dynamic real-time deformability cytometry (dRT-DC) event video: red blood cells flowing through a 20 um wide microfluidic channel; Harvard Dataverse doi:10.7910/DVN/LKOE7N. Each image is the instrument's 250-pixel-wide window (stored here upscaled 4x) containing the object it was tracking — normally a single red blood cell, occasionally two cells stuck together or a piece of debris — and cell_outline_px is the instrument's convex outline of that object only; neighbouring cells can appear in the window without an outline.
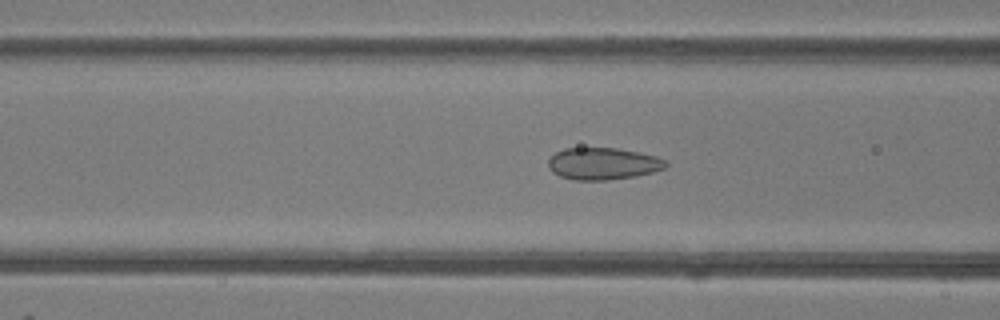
{"species": "common noctule bat (a hibernating species)", "species_latin": "Nyctalus noctula", "temperature_condition": "room temperature", "stored_images_in_passage": 36, "camera_frame_rate_fps": 3000, "um_per_image_px": 0.085, "animal": {"sex": "female"}, "frame": {"image": 1, "passage_image": 13, "time_ms": 4.0, "image_size_px": [1000, 320], "cell_outline_px": [[668, 164], [664, 168], [652, 172], [636, 176], [608, 180], [572, 180], [560, 176], [552, 172], [548, 168], [548, 160], [556, 152], [564, 148], [616, 148], [640, 152], [656, 156], [664, 160]], "centroid_in_image_um": [51.23, 13.91], "position_along_channel_um": 115.4, "area_um2": 21.96}}
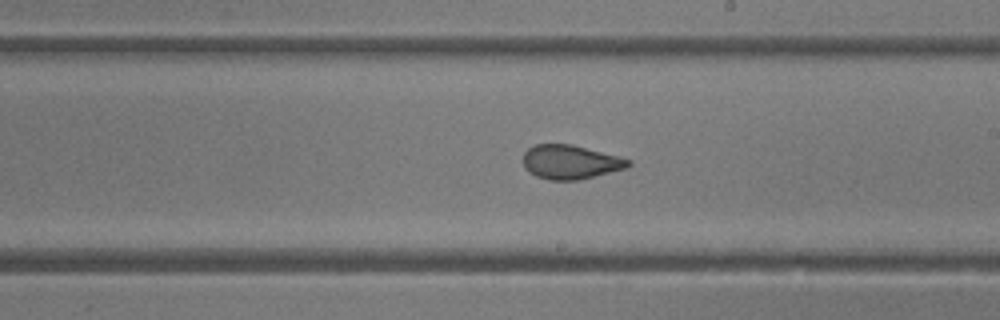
{"frame": {"image": 2, "passage_image": 22, "time_ms": 7.0, "image_size_px": [1000, 320], "cell_outline_px": [[632, 164], [628, 168], [576, 180], [548, 180], [536, 176], [528, 172], [524, 168], [524, 152], [528, 148], [536, 144], [572, 144], [620, 156], [632, 160]], "centroid_in_image_um": [48.5, 13.77], "position_along_channel_um": 240.5, "area_um2": 21.04}}
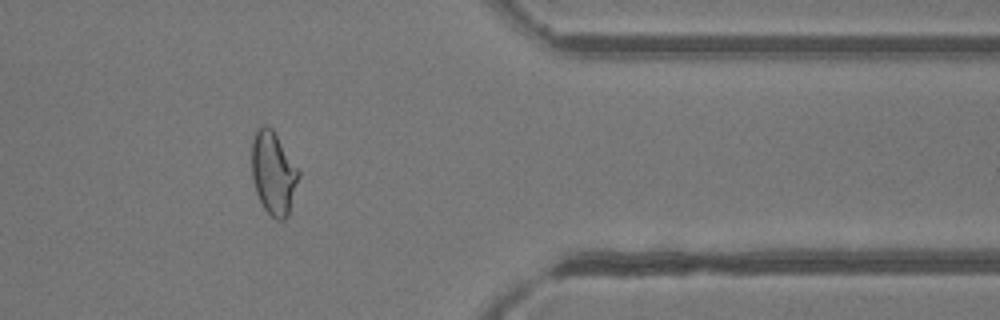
{"frame": {"image": 3, "passage_image": 34, "time_ms": 11.0, "image_size_px": [1000, 320], "cell_outline_px": [[300, 176], [288, 216], [284, 220], [276, 220], [264, 208], [256, 192], [252, 176], [252, 140], [256, 128], [260, 124], [264, 124], [272, 128], [300, 172]], "centroid_in_image_um": [23.23, 14.69], "position_along_channel_um": 388.2, "area_um2": 22.72}, "authors_computed_cell_mechanics": {"area_um2": 21.964, "velocity_mm_per_s": 4.1667, "shape_relaxation_time_tau1_ms": 10.7539, "shape_relaxation_time_tau2_ms": 0.7738, "deformation_change_tau1": 0.1854, "deformation_change_tau2": 0.0433}}